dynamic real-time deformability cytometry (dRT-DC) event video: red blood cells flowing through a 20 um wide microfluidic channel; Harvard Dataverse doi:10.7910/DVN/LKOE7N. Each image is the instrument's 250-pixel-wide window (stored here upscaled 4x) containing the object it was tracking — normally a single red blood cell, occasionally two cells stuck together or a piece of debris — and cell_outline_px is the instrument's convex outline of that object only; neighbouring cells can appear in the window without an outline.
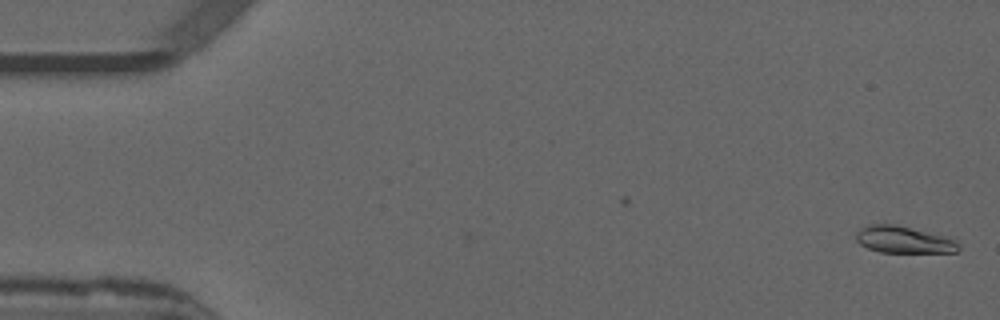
{"species": "common noctule bat (a hibernating species)", "species_latin": "Nyctalus noctula", "temperature_condition": "warm", "stored_images_in_passage": 45, "camera_frame_rate_fps": 3000, "um_per_image_px": 0.085, "animal": {"sex": "male", "forearm_length_mm": 52.5}, "frame": {"image": 1, "passage_image": 1, "time_ms": 0.0, "image_size_px": [1000, 320], "cell_outline_px": [[960, 248], [956, 252], [880, 252], [868, 248], [860, 244], [856, 240], [856, 232], [860, 228], [868, 224], [892, 224], [948, 236], [956, 240], [960, 244]], "centroid_in_image_um": [76.83, 20.37], "position_along_channel_um": 8.2, "area_um2": 16.13}}
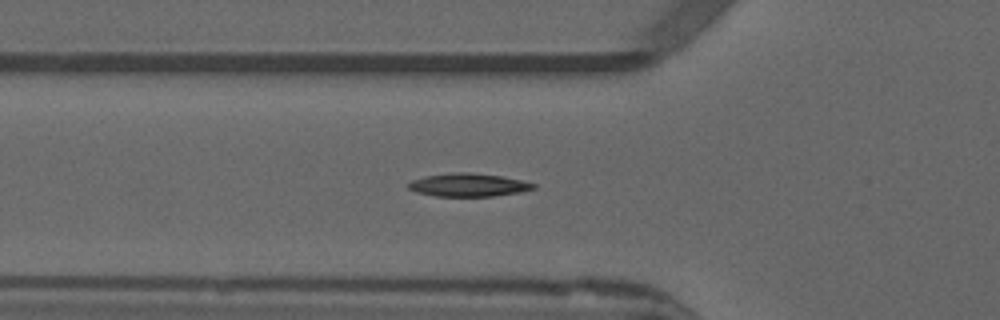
{"frame": {"image": 2, "passage_image": 18, "time_ms": 5.667, "image_size_px": [1000, 320], "cell_outline_px": [[536, 188], [520, 192], [492, 196], [436, 196], [416, 192], [408, 188], [408, 184], [412, 180], [424, 176], [456, 172], [468, 172], [500, 176], [520, 180], [536, 184]], "centroid_in_image_um": [39.8, 15.72], "position_along_channel_um": 86.0, "area_um2": 16.7}}
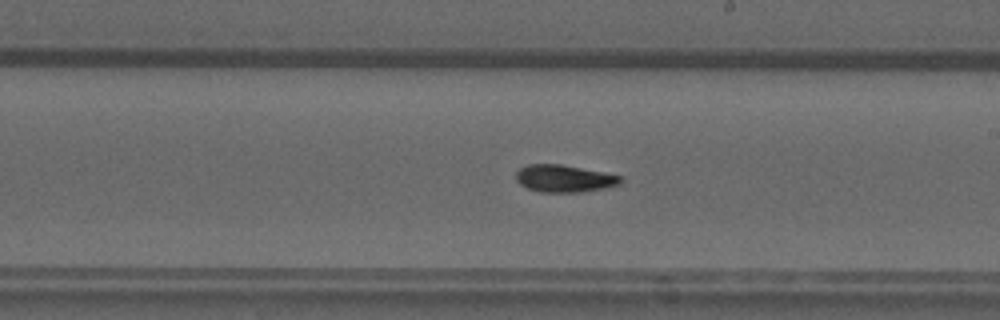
{"frame": {"image": 3, "passage_image": 30, "time_ms": 9.667, "image_size_px": [1000, 320], "cell_outline_px": [[624, 180], [620, 184], [604, 188], [584, 192], [540, 192], [528, 188], [520, 184], [516, 180], [516, 172], [520, 168], [528, 164], [560, 164], [620, 176]], "centroid_in_image_um": [47.94, 15.18], "position_along_channel_um": 241.1, "area_um2": 16.47}, "authors_computed_cell_mechanics": {"area_um2": 16.2418, "velocity_mm_per_s": 3.8721, "shape_relaxation_time_tau1_ms": 9.9662, "shape_relaxation_time_tau2_ms": 4.4601, "deformation_change_tau1": 0.3015, "deformation_change_tau2": 0.101}}